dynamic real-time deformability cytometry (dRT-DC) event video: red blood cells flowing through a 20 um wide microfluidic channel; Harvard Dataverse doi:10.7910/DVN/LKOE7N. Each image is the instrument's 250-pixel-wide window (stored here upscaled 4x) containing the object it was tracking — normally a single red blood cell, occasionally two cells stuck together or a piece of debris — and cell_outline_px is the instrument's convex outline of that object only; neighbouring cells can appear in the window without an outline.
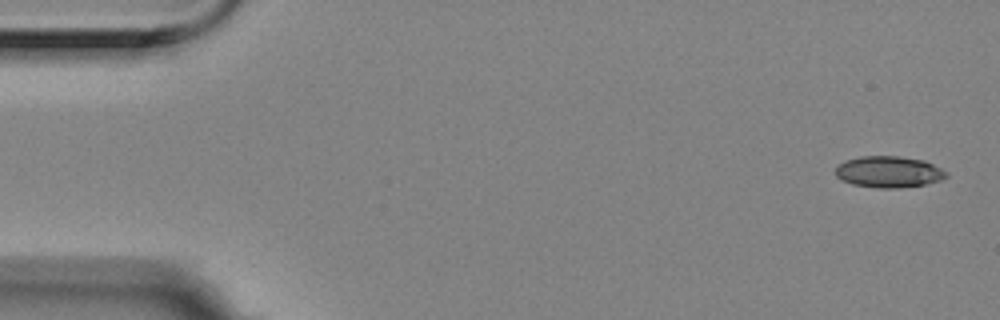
{"species": "Egyptian fruit bat (a non-hibernating species)", "species_latin": "Rousettus aegyptiacus", "temperature_condition": "room temperature", "stored_images_in_passage": 5, "camera_frame_rate_fps": 3000, "um_per_image_px": 0.085, "animal": {"sex": "female"}, "frame": {"image": 1, "passage_image": 1, "time_ms": 0.0, "image_size_px": [1000, 320], "cell_outline_px": [[948, 176], [940, 180], [924, 184], [896, 188], [880, 188], [852, 184], [836, 176], [836, 168], [844, 160], [860, 156], [900, 156], [924, 160], [948, 172]], "centroid_in_image_um": [75.55, 14.59], "position_along_channel_um": 9.5, "area_um2": 20.11}}
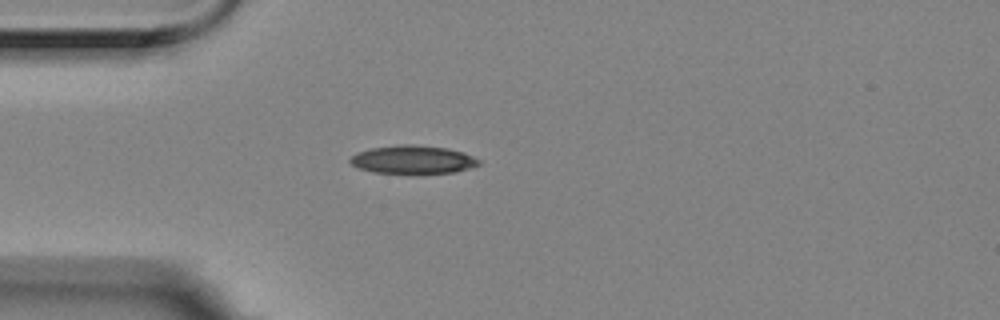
{"frame": {"image": 2, "passage_image": 4, "time_ms": 1.0, "image_size_px": [1000, 320], "cell_outline_px": [[480, 164], [456, 172], [420, 176], [372, 172], [360, 168], [352, 164], [348, 160], [352, 156], [360, 152], [372, 148], [400, 144], [412, 144], [448, 148], [464, 152], [480, 160]], "centroid_in_image_um": [35.13, 13.61], "position_along_channel_um": 49.9, "area_um2": 21.91}}